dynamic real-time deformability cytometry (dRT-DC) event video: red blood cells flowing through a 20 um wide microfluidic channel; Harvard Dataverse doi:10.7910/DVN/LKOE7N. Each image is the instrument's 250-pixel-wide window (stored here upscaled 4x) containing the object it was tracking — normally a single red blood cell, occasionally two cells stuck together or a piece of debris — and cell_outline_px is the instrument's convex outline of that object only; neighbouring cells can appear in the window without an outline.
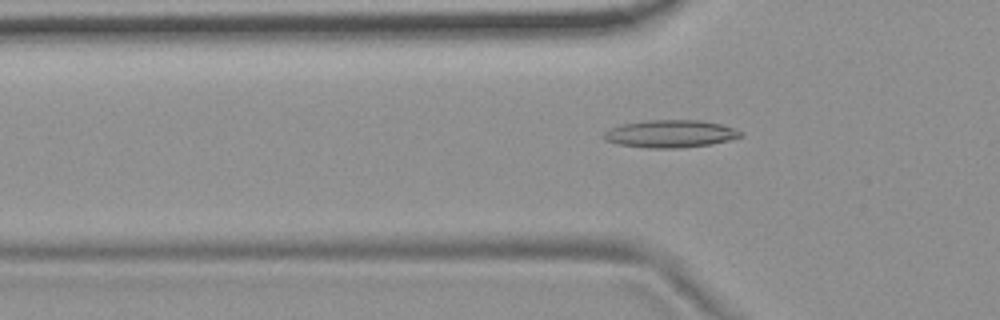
{"species": "common noctule bat (a hibernating species)", "species_latin": "Nyctalus noctula", "temperature_condition": "room temperature", "stored_images_in_passage": 55, "camera_frame_rate_fps": 3000, "um_per_image_px": 0.085, "animal": {"sex": "female", "body_mass_g": 19.9}, "frame": {"image": 1, "passage_image": 18, "time_ms": 5.667, "image_size_px": [1000, 320], "cell_outline_px": [[744, 136], [712, 144], [680, 148], [648, 148], [620, 144], [604, 140], [600, 136], [608, 128], [620, 124], [644, 120], [700, 120], [720, 124], [732, 128], [740, 132]], "centroid_in_image_um": [56.91, 11.37], "position_along_channel_um": 68.9, "area_um2": 22.08}}
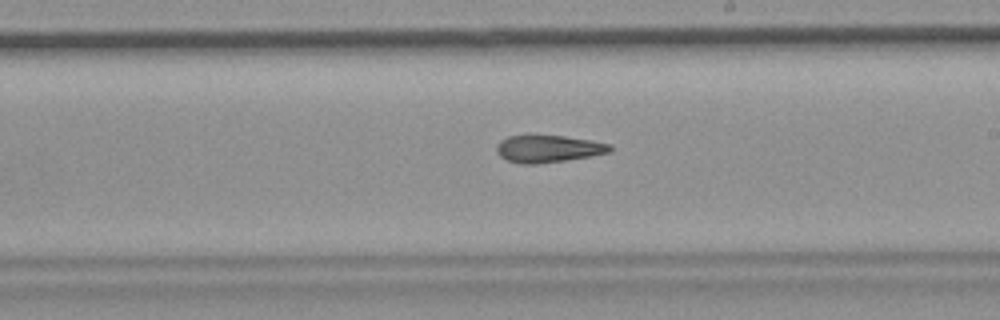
{"frame": {"image": 2, "passage_image": 32, "time_ms": 10.333, "image_size_px": [1000, 320], "cell_outline_px": [[612, 152], [564, 160], [536, 164], [520, 164], [508, 160], [500, 156], [496, 152], [496, 144], [500, 140], [508, 136], [528, 132], [564, 136], [592, 140], [612, 144]], "centroid_in_image_um": [46.55, 12.59], "position_along_channel_um": 242.5, "area_um2": 18.73}}
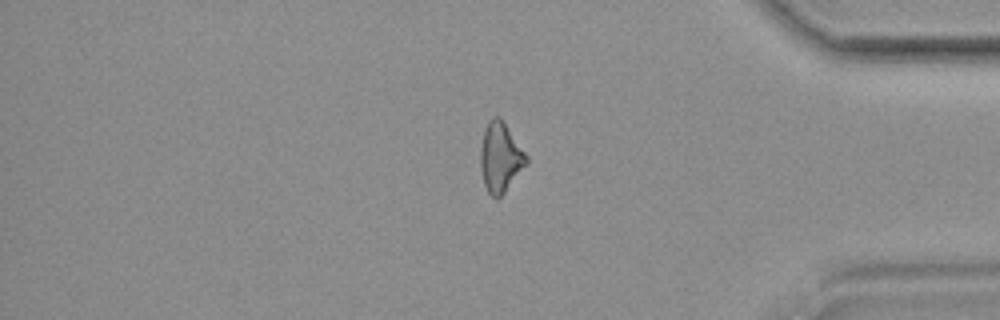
{"frame": {"image": 3, "passage_image": 46, "time_ms": 15.0, "image_size_px": [1000, 320], "cell_outline_px": [[528, 164], [504, 192], [496, 200], [488, 192], [484, 184], [480, 168], [480, 148], [484, 128], [488, 120], [492, 116], [500, 116], [528, 156]], "centroid_in_image_um": [42.52, 13.35], "position_along_channel_um": 392.7, "area_um2": 18.84}, "authors_computed_cell_mechanics": {"area_um2": 18.9006, "velocity_mm_per_s": 3.7268, "shape_relaxation_time_tau1_ms": null, "shape_relaxation_time_tau2_ms": 8.8427, "deformation_change_tau1": null, "deformation_change_tau2": 0.2259}}